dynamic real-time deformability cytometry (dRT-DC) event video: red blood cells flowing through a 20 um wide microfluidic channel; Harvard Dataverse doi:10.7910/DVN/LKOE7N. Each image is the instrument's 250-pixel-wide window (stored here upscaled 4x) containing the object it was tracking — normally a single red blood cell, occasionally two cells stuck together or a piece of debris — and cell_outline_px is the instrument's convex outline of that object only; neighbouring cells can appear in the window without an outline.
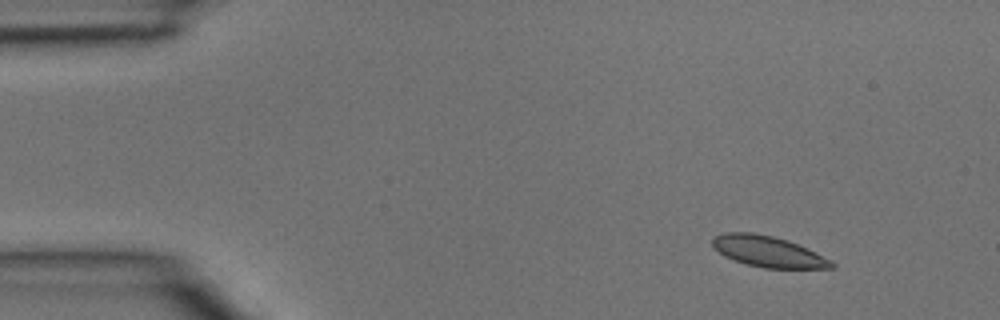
{"species": "common noctule bat (a hibernating species)", "species_latin": "Nyctalus noctula", "temperature_condition": "room temperature", "stored_images_in_passage": 4, "segment_of_instrument_passage": [1, 2], "camera_frame_rate_fps": 3000, "um_per_image_px": 0.085, "animal": {"sex": "male", "body_mass_g": 15.6}, "frame": {"image": 1, "passage_image": 1, "time_ms": 0.0, "image_size_px": [1000, 320], "cell_outline_px": [[836, 268], [764, 268], [748, 264], [724, 256], [712, 244], [712, 240], [716, 236], [724, 232], [752, 232], [772, 236], [788, 240], [832, 260], [836, 264]], "centroid_in_image_um": [65.32, 21.38], "position_along_channel_um": 19.7, "area_um2": 21.21}}